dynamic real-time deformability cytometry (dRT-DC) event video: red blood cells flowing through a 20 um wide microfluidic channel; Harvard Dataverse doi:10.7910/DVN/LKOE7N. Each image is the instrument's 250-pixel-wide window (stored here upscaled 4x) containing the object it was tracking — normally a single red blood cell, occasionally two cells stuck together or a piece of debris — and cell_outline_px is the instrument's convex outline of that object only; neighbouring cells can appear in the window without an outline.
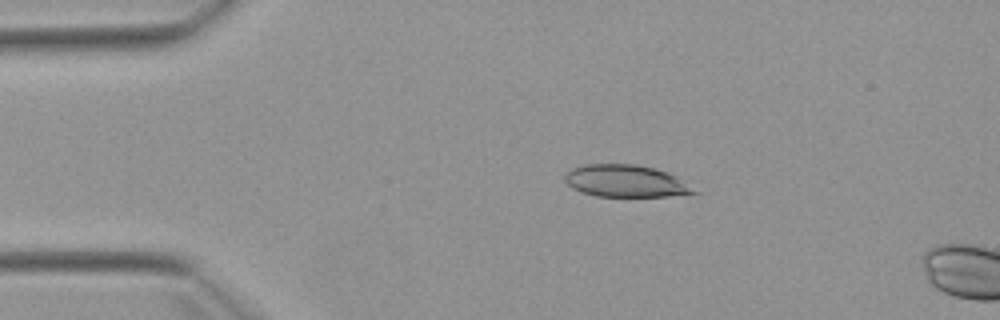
{"species": "Egyptian fruit bat (a non-hibernating species)", "species_latin": "Rousettus aegyptiacus", "temperature_condition": "warm", "stored_images_in_passage": 4, "camera_frame_rate_fps": 3000, "um_per_image_px": 0.085, "animal": {"sex": "female"}, "frame": {"image": 1, "passage_image": 3, "time_ms": 2.333, "image_size_px": [1000, 320], "cell_outline_px": [[700, 192], [668, 196], [596, 196], [580, 192], [572, 188], [564, 180], [564, 176], [572, 168], [584, 164], [636, 164], [668, 172], [676, 176]], "centroid_in_image_um": [53.16, 15.39], "position_along_channel_um": 31.8, "area_um2": 24.1}}